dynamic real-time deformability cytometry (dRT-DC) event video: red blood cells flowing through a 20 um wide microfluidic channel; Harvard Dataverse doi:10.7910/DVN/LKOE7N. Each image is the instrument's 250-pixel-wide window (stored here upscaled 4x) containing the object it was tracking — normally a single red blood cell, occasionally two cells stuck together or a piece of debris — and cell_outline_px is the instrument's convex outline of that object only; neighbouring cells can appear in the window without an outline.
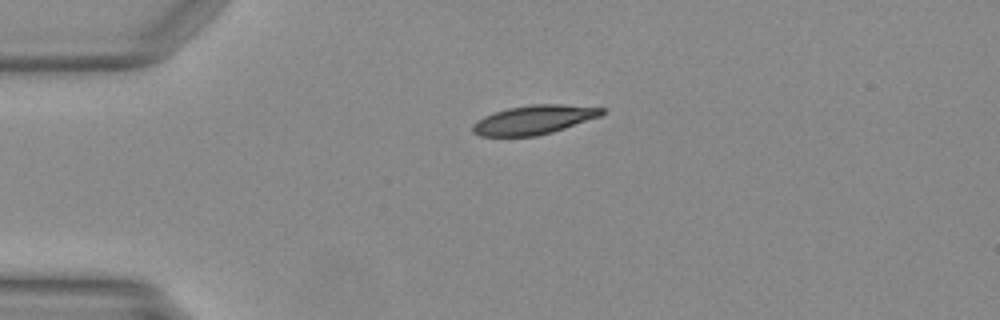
{"species": "Egyptian fruit bat (a non-hibernating species)", "species_latin": "Rousettus aegyptiacus", "temperature_condition": "warm", "stored_images_in_passage": 38, "camera_frame_rate_fps": 3000, "um_per_image_px": 0.085, "animal": {"sex": "female"}, "frame": {"image": 1, "passage_image": 1, "time_ms": 0.0, "image_size_px": [1000, 320], "cell_outline_px": [[604, 112], [600, 116], [552, 132], [536, 136], [480, 136], [472, 132], [472, 124], [484, 116], [508, 108], [532, 104], [560, 104], [604, 108]], "centroid_in_image_um": [45.35, 10.18], "position_along_channel_um": 39.6, "area_um2": 21.62}}
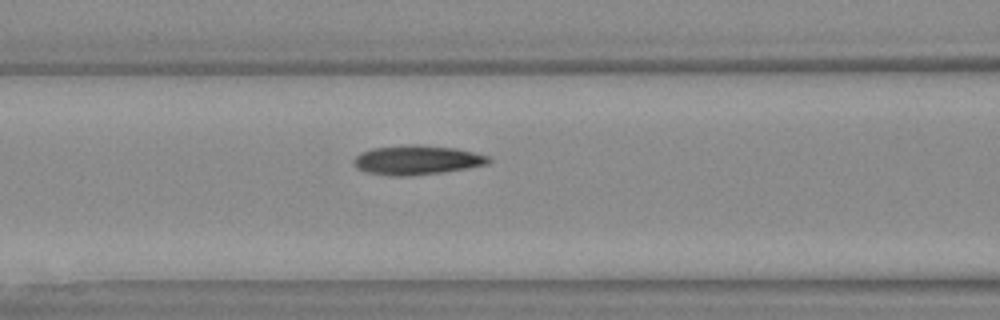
{"frame": {"image": 2, "passage_image": 10, "time_ms": 3.0, "image_size_px": [1000, 320], "cell_outline_px": [[492, 160], [488, 164], [440, 172], [404, 176], [392, 176], [368, 172], [356, 168], [352, 164], [352, 160], [360, 152], [372, 148], [408, 144], [420, 144], [456, 148], [492, 156]], "centroid_in_image_um": [35.42, 13.58], "position_along_channel_um": 131.2, "area_um2": 23.18}}
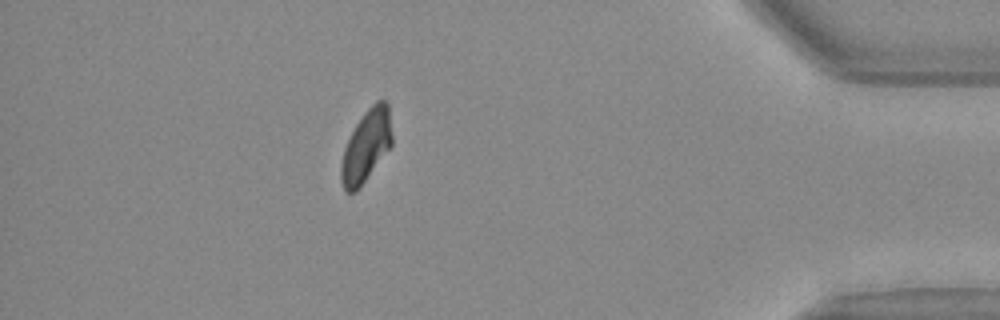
{"frame": {"image": 3, "passage_image": 33, "time_ms": 10.667, "image_size_px": [1000, 320], "cell_outline_px": [[392, 144], [356, 192], [344, 192], [340, 180], [340, 164], [344, 148], [356, 124], [364, 112], [376, 100], [384, 100], [388, 104], [392, 136]], "centroid_in_image_um": [31.1, 12.42], "position_along_channel_um": 404.1, "area_um2": 21.21}}